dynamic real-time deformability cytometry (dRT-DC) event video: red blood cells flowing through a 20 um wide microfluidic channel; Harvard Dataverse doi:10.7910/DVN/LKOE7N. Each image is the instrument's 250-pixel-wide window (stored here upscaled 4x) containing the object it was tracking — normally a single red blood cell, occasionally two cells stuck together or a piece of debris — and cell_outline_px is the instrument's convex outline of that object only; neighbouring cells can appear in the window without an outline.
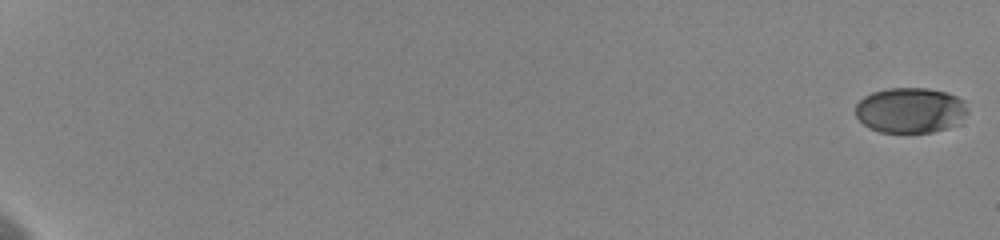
{"species": "human", "species_latin": "Homo sapiens", "temperature_condition": "cold", "stored_images_in_passage": 60, "camera_frame_rate_fps": 3000, "um_per_image_px": 0.085, "donor": {"sex": "female"}, "frame": {"image": 1, "passage_image": 1, "time_ms": 0.0, "image_size_px": [1000, 240], "cell_outline_px": [[968, 112], [960, 124], [948, 128], [932, 132], [880, 132], [868, 128], [856, 116], [856, 104], [864, 96], [872, 92], [888, 88], [928, 88], [944, 92], [956, 96], [964, 100]], "centroid_in_image_um": [77.4, 9.38], "position_along_channel_um": 7.6, "area_um2": 29.88}}
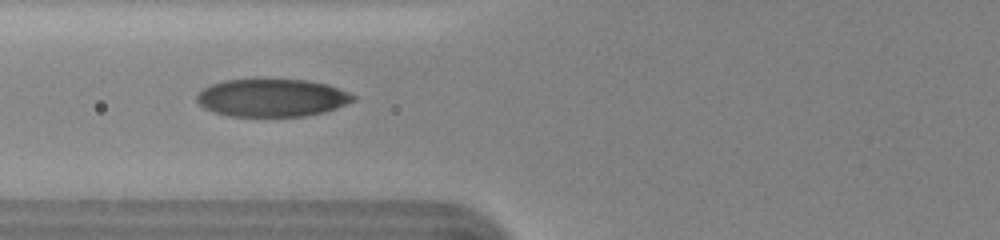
{"frame": {"image": 2, "passage_image": 28, "time_ms": 9.0, "image_size_px": [1000, 240], "cell_outline_px": [[356, 100], [336, 108], [324, 112], [304, 116], [228, 116], [204, 108], [196, 100], [196, 96], [204, 88], [212, 84], [224, 80], [304, 80], [328, 84], [348, 92], [356, 96]], "centroid_in_image_um": [23.14, 8.32], "position_along_channel_um": 102.7, "area_um2": 34.16}}
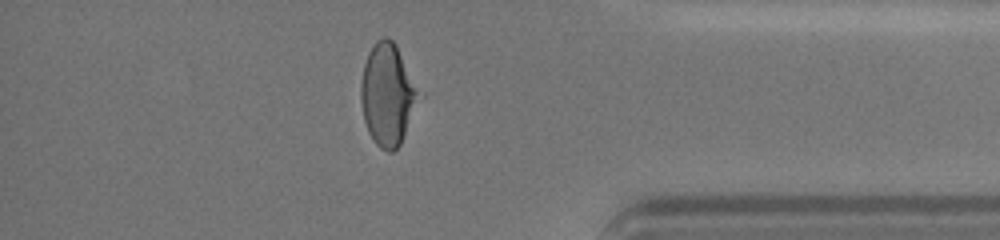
{"frame": {"image": 3, "passage_image": 54, "time_ms": 17.667, "image_size_px": [1000, 240], "cell_outline_px": [[424, 96], [400, 144], [392, 152], [388, 152], [380, 148], [372, 140], [368, 132], [364, 120], [360, 100], [360, 84], [364, 64], [368, 52], [376, 40], [384, 36], [388, 36], [396, 44]], "centroid_in_image_um": [32.99, 8.04], "position_along_channel_um": 402.2, "area_um2": 35.32}, "authors_computed_cell_mechanics": {"area_um2": 33.8997, "velocity_mm_per_s": 3.6122, "shape_relaxation_time_tau1_ms": 3.5953, "shape_relaxation_time_tau2_ms": 1.2046, "deformation_change_tau1": 0.1521, "deformation_change_tau2": 0.0628}}